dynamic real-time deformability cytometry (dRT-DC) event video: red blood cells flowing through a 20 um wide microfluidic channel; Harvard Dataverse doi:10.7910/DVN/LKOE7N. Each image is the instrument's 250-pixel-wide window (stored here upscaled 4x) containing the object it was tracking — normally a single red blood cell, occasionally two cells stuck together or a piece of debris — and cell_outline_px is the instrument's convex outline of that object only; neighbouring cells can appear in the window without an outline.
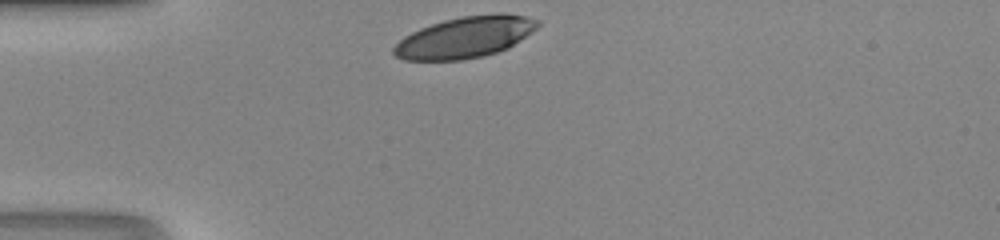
{"species": "human", "species_latin": "Homo sapiens", "temperature_condition": "room temperature", "stored_images_in_passage": 26, "camera_frame_rate_fps": 3000, "um_per_image_px": 0.085, "donor": {"sex": "male"}, "frame": {"image": 1, "passage_image": 1, "time_ms": 0.0, "image_size_px": [1000, 240], "cell_outline_px": [[540, 24], [536, 28], [508, 48], [496, 52], [480, 56], [460, 60], [404, 60], [396, 56], [392, 52], [392, 48], [404, 36], [420, 28], [444, 20], [464, 16], [504, 12], [524, 16], [540, 20]], "centroid_in_image_um": [39.52, 3.16], "position_along_channel_um": 45.5, "area_um2": 34.33}}
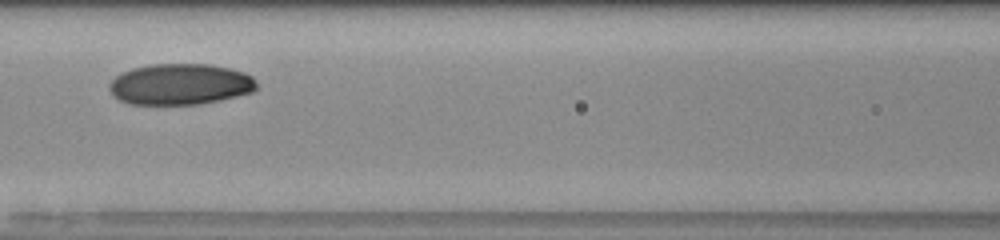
{"frame": {"image": 2, "passage_image": 10, "time_ms": 3.0, "image_size_px": [1000, 240], "cell_outline_px": [[256, 88], [252, 92], [220, 100], [200, 104], [128, 104], [112, 96], [108, 88], [108, 84], [116, 76], [132, 68], [152, 64], [208, 64], [232, 68], [244, 72], [252, 76], [256, 80]], "centroid_in_image_um": [15.31, 7.16], "position_along_channel_um": 151.3, "area_um2": 35.43}}
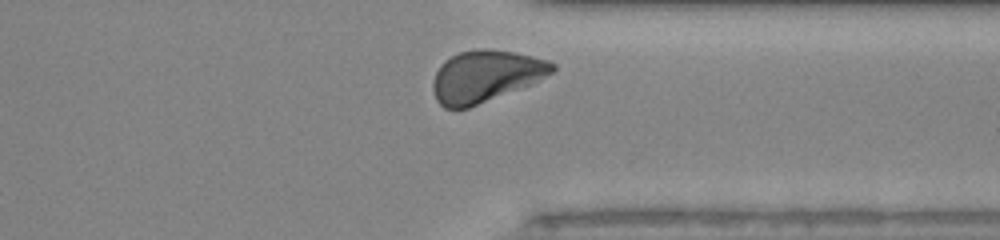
{"frame": {"image": 3, "passage_image": 25, "time_ms": 8.0, "image_size_px": [1000, 240], "cell_outline_px": [[556, 68], [552, 72], [532, 84], [468, 108], [444, 108], [436, 100], [432, 88], [432, 84], [436, 72], [440, 64], [444, 60], [460, 52], [480, 48], [484, 48], [512, 52], [532, 56], [548, 60], [556, 64]], "centroid_in_image_um": [41.26, 6.47], "position_along_channel_um": 370.1, "area_um2": 35.84}}